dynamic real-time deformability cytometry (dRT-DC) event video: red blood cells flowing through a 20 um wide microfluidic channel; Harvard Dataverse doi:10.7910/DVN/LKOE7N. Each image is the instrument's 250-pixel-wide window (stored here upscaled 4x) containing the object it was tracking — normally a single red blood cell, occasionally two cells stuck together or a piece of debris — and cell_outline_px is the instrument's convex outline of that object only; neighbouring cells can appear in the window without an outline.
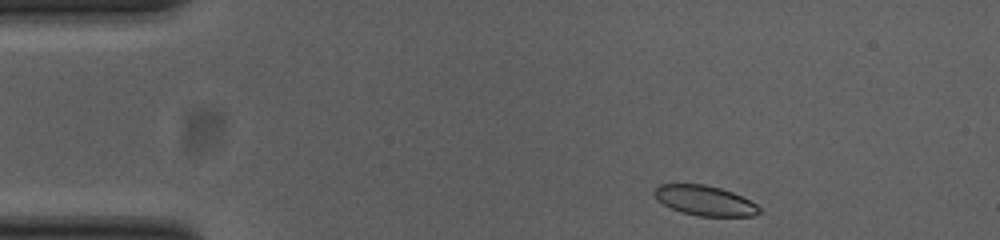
{"species": "common noctule bat (a hibernating species)", "species_latin": "Nyctalus noctula", "temperature_condition": "cold", "stored_images_in_passage": 48, "camera_frame_rate_fps": 3000, "um_per_image_px": 0.085, "animal": {"sex": "female", "body_mass_g": 23.0, "forearm_length_mm": 53.4}, "frame": {"image": 1, "passage_image": 1, "time_ms": 0.0, "image_size_px": [1000, 240], "cell_outline_px": [[760, 212], [752, 216], [696, 216], [680, 212], [664, 204], [652, 192], [660, 184], [704, 184], [720, 188], [732, 192], [756, 204], [760, 208]], "centroid_in_image_um": [59.9, 17.05], "position_along_channel_um": 25.1, "area_um2": 18.09}}
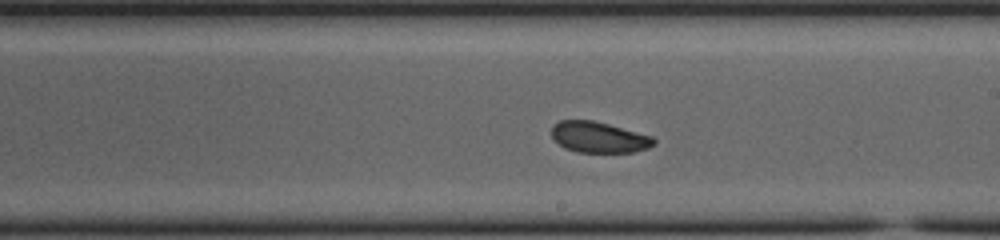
{"frame": {"image": 2, "passage_image": 24, "time_ms": 7.667, "image_size_px": [1000, 240], "cell_outline_px": [[656, 144], [648, 148], [632, 152], [576, 152], [564, 148], [552, 136], [552, 124], [560, 120], [592, 120], [608, 124], [652, 136], [656, 140]], "centroid_in_image_um": [50.9, 11.66], "position_along_channel_um": 238.1, "area_um2": 18.38}}
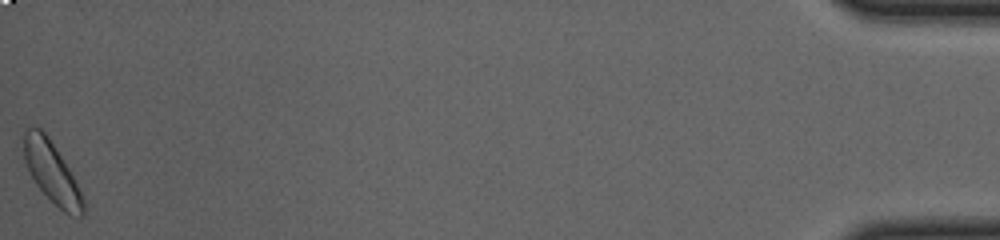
{"frame": {"image": 3, "passage_image": 48, "time_ms": 15.667, "image_size_px": [1000, 240], "cell_outline_px": [[84, 212], [80, 216], [64, 212], [36, 184], [24, 160], [24, 132], [28, 128], [40, 128], [48, 136], [68, 168], [84, 200]], "centroid_in_image_um": [4.38, 14.62], "position_along_channel_um": 430.8, "area_um2": 20.17}, "authors_computed_cell_mechanics": {"area_um2": 19.2474, "velocity_mm_per_s": 3.6737, "shape_relaxation_time_tau1_ms": 4.0453, "shape_relaxation_time_tau2_ms": 5.2335, "deformation_change_tau1": 0.0734, "deformation_change_tau2": 0.0901}}